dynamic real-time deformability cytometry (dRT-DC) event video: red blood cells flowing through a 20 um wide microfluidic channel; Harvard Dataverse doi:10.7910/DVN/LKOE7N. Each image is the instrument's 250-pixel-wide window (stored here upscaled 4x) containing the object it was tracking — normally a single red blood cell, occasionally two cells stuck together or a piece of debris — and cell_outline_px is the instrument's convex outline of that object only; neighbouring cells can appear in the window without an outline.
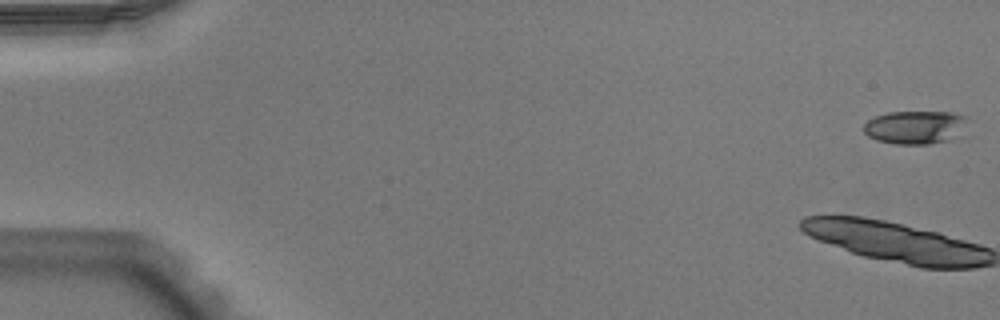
{"species": "Egyptian fruit bat (a non-hibernating species)", "species_latin": "Rousettus aegyptiacus", "temperature_condition": "warm", "stored_images_in_passage": 15, "camera_frame_rate_fps": 3000, "um_per_image_px": 0.085, "animal": {"sex": "male"}, "frame": {"image": 1, "passage_image": 1, "time_ms": 0.0, "image_size_px": [1000, 320], "cell_outline_px": [[972, 120], [948, 140], [928, 144], [896, 144], [876, 140], [868, 136], [864, 132], [864, 124], [868, 120], [876, 116], [888, 112], [952, 112], [968, 116]], "centroid_in_image_um": [77.79, 10.8], "position_along_channel_um": 7.2, "area_um2": 20.11}}